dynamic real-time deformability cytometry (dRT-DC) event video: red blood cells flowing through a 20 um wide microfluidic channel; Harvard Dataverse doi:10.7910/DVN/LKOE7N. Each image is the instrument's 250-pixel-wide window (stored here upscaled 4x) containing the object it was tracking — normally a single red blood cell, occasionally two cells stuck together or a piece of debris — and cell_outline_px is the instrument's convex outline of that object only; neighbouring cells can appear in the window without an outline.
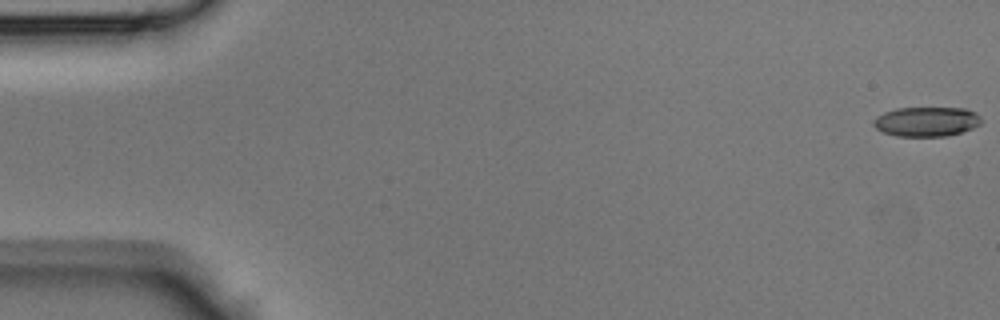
{"species": "Egyptian fruit bat (a non-hibernating species)", "species_latin": "Rousettus aegyptiacus", "temperature_condition": "room temperature", "stored_images_in_passage": 43, "camera_frame_rate_fps": 3000, "um_per_image_px": 0.085, "animal": {"sex": "male"}, "frame": {"image": 1, "passage_image": 1, "time_ms": 0.0, "image_size_px": [1000, 320], "cell_outline_px": [[980, 124], [972, 128], [948, 136], [896, 136], [884, 132], [876, 128], [872, 124], [872, 120], [876, 116], [884, 112], [896, 108], [964, 108], [976, 112], [980, 116]], "centroid_in_image_um": [78.72, 10.33], "position_along_channel_um": 6.3, "area_um2": 18.61}}
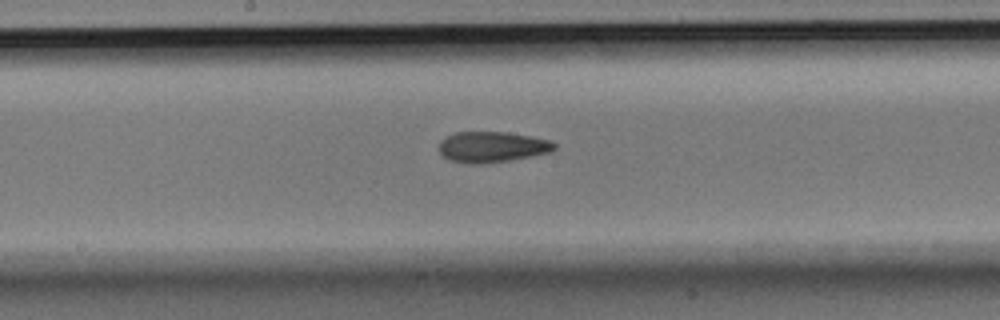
{"frame": {"image": 2, "passage_image": 23, "time_ms": 7.333, "image_size_px": [1000, 320], "cell_outline_px": [[556, 148], [552, 152], [532, 156], [484, 164], [468, 164], [448, 160], [440, 152], [440, 140], [456, 132], [508, 132], [532, 136], [552, 140], [556, 144]], "centroid_in_image_um": [41.86, 12.49], "position_along_channel_um": 206.3, "area_um2": 20.87}}
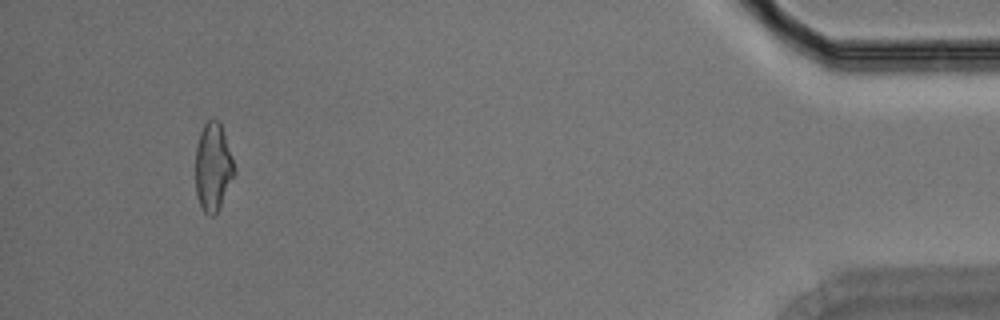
{"frame": {"image": 3, "passage_image": 41, "time_ms": 13.333, "image_size_px": [1000, 320], "cell_outline_px": [[236, 172], [216, 212], [212, 216], [208, 216], [204, 212], [196, 196], [196, 148], [200, 132], [204, 124], [212, 116], [220, 120], [236, 168]], "centroid_in_image_um": [18.11, 14.13], "position_along_channel_um": 417.1, "area_um2": 20.0}}